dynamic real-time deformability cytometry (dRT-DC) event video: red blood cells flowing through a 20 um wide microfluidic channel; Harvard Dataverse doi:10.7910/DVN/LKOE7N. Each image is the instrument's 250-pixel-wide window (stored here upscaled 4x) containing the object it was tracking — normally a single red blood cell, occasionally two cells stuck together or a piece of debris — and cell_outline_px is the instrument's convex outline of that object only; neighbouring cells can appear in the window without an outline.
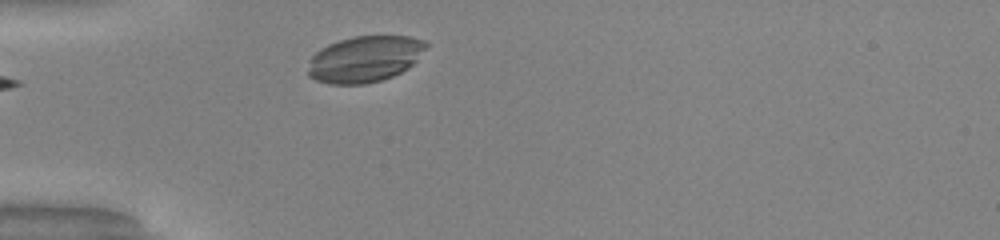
{"species": "common noctule bat (a hibernating species)", "species_latin": "Nyctalus noctula", "temperature_condition": "warm", "stored_images_in_passage": 8, "camera_frame_rate_fps": 3000, "um_per_image_px": 0.085, "animal": {"sex": "male", "body_mass_g": 20.0, "forearm_length_mm": 53.3}, "frame": {"image": 1, "passage_image": 1, "time_ms": 0.0, "image_size_px": [1000, 240], "cell_outline_px": [[428, 44], [416, 60], [408, 68], [392, 76], [380, 80], [364, 84], [328, 84], [316, 80], [308, 76], [308, 60], [320, 48], [328, 44], [340, 40], [356, 36], [408, 36], [424, 40]], "centroid_in_image_um": [30.96, 5.02], "position_along_channel_um": 54.0, "area_um2": 31.73}}